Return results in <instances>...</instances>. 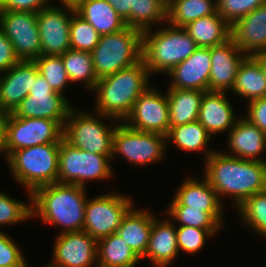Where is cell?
I'll list each match as a JSON object with an SVG mask.
<instances>
[{"instance_id":"1","label":"cell","mask_w":266,"mask_h":267,"mask_svg":"<svg viewBox=\"0 0 266 267\" xmlns=\"http://www.w3.org/2000/svg\"><path fill=\"white\" fill-rule=\"evenodd\" d=\"M204 162L203 176L219 199L231 197L235 208L252 195L266 190V161L239 159L215 150Z\"/></svg>"},{"instance_id":"2","label":"cell","mask_w":266,"mask_h":267,"mask_svg":"<svg viewBox=\"0 0 266 267\" xmlns=\"http://www.w3.org/2000/svg\"><path fill=\"white\" fill-rule=\"evenodd\" d=\"M86 188L74 184L53 183L31 193L32 218L40 217L49 225L61 226L62 233L83 231Z\"/></svg>"},{"instance_id":"3","label":"cell","mask_w":266,"mask_h":267,"mask_svg":"<svg viewBox=\"0 0 266 267\" xmlns=\"http://www.w3.org/2000/svg\"><path fill=\"white\" fill-rule=\"evenodd\" d=\"M149 76L150 72L141 60L131 67L99 79L93 89L96 92L94 112L124 122L139 95L151 87Z\"/></svg>"},{"instance_id":"4","label":"cell","mask_w":266,"mask_h":267,"mask_svg":"<svg viewBox=\"0 0 266 267\" xmlns=\"http://www.w3.org/2000/svg\"><path fill=\"white\" fill-rule=\"evenodd\" d=\"M198 48L184 27L166 26L142 32V60L150 74H167Z\"/></svg>"},{"instance_id":"5","label":"cell","mask_w":266,"mask_h":267,"mask_svg":"<svg viewBox=\"0 0 266 267\" xmlns=\"http://www.w3.org/2000/svg\"><path fill=\"white\" fill-rule=\"evenodd\" d=\"M60 143L41 144L12 152L6 162L14 180L31 193L38 187L57 183Z\"/></svg>"},{"instance_id":"6","label":"cell","mask_w":266,"mask_h":267,"mask_svg":"<svg viewBox=\"0 0 266 267\" xmlns=\"http://www.w3.org/2000/svg\"><path fill=\"white\" fill-rule=\"evenodd\" d=\"M91 57L98 80L131 67L142 60V32L126 26L118 32L102 35Z\"/></svg>"},{"instance_id":"7","label":"cell","mask_w":266,"mask_h":267,"mask_svg":"<svg viewBox=\"0 0 266 267\" xmlns=\"http://www.w3.org/2000/svg\"><path fill=\"white\" fill-rule=\"evenodd\" d=\"M74 108L70 109L64 123L63 139L71 146L90 153L112 154L113 137L119 121L100 113H86ZM101 117L115 121L108 126Z\"/></svg>"},{"instance_id":"8","label":"cell","mask_w":266,"mask_h":267,"mask_svg":"<svg viewBox=\"0 0 266 267\" xmlns=\"http://www.w3.org/2000/svg\"><path fill=\"white\" fill-rule=\"evenodd\" d=\"M112 154H94L60 142L57 182L86 188L89 180H107L113 175ZM86 184V185H85Z\"/></svg>"},{"instance_id":"9","label":"cell","mask_w":266,"mask_h":267,"mask_svg":"<svg viewBox=\"0 0 266 267\" xmlns=\"http://www.w3.org/2000/svg\"><path fill=\"white\" fill-rule=\"evenodd\" d=\"M167 144V136L139 131L119 122L113 137L112 159L121 155L131 165H151L164 159Z\"/></svg>"},{"instance_id":"10","label":"cell","mask_w":266,"mask_h":267,"mask_svg":"<svg viewBox=\"0 0 266 267\" xmlns=\"http://www.w3.org/2000/svg\"><path fill=\"white\" fill-rule=\"evenodd\" d=\"M132 207L131 197L114 192L87 199L83 231L96 241L116 233L123 217Z\"/></svg>"},{"instance_id":"11","label":"cell","mask_w":266,"mask_h":267,"mask_svg":"<svg viewBox=\"0 0 266 267\" xmlns=\"http://www.w3.org/2000/svg\"><path fill=\"white\" fill-rule=\"evenodd\" d=\"M63 127L55 120L17 117L8 113L5 134L6 158L14 151L41 144L60 143Z\"/></svg>"},{"instance_id":"12","label":"cell","mask_w":266,"mask_h":267,"mask_svg":"<svg viewBox=\"0 0 266 267\" xmlns=\"http://www.w3.org/2000/svg\"><path fill=\"white\" fill-rule=\"evenodd\" d=\"M72 107L65 95L55 92L38 72L29 95L13 113L17 117L55 120L63 127Z\"/></svg>"},{"instance_id":"13","label":"cell","mask_w":266,"mask_h":267,"mask_svg":"<svg viewBox=\"0 0 266 267\" xmlns=\"http://www.w3.org/2000/svg\"><path fill=\"white\" fill-rule=\"evenodd\" d=\"M0 28L12 43L19 60L34 61L41 56L37 13L0 11Z\"/></svg>"},{"instance_id":"14","label":"cell","mask_w":266,"mask_h":267,"mask_svg":"<svg viewBox=\"0 0 266 267\" xmlns=\"http://www.w3.org/2000/svg\"><path fill=\"white\" fill-rule=\"evenodd\" d=\"M62 6L52 5L37 12L41 55H62L71 49L70 21L75 8L72 5Z\"/></svg>"},{"instance_id":"15","label":"cell","mask_w":266,"mask_h":267,"mask_svg":"<svg viewBox=\"0 0 266 267\" xmlns=\"http://www.w3.org/2000/svg\"><path fill=\"white\" fill-rule=\"evenodd\" d=\"M129 127L167 136L170 130L167 93L148 87L135 101L129 116L124 120Z\"/></svg>"},{"instance_id":"16","label":"cell","mask_w":266,"mask_h":267,"mask_svg":"<svg viewBox=\"0 0 266 267\" xmlns=\"http://www.w3.org/2000/svg\"><path fill=\"white\" fill-rule=\"evenodd\" d=\"M53 245L50 264L55 267L97 265V241L85 231L59 233Z\"/></svg>"},{"instance_id":"17","label":"cell","mask_w":266,"mask_h":267,"mask_svg":"<svg viewBox=\"0 0 266 267\" xmlns=\"http://www.w3.org/2000/svg\"><path fill=\"white\" fill-rule=\"evenodd\" d=\"M38 72V66L34 61L20 60L7 71L0 73V111H15L29 95Z\"/></svg>"},{"instance_id":"18","label":"cell","mask_w":266,"mask_h":267,"mask_svg":"<svg viewBox=\"0 0 266 267\" xmlns=\"http://www.w3.org/2000/svg\"><path fill=\"white\" fill-rule=\"evenodd\" d=\"M210 55L208 91L230 92L235 84L238 68L246 55L232 39L211 47Z\"/></svg>"},{"instance_id":"19","label":"cell","mask_w":266,"mask_h":267,"mask_svg":"<svg viewBox=\"0 0 266 267\" xmlns=\"http://www.w3.org/2000/svg\"><path fill=\"white\" fill-rule=\"evenodd\" d=\"M211 69L210 48L198 47L186 60L166 75L171 77L169 88L208 91Z\"/></svg>"},{"instance_id":"20","label":"cell","mask_w":266,"mask_h":267,"mask_svg":"<svg viewBox=\"0 0 266 267\" xmlns=\"http://www.w3.org/2000/svg\"><path fill=\"white\" fill-rule=\"evenodd\" d=\"M126 26L144 32L167 21V7L159 0H106Z\"/></svg>"},{"instance_id":"21","label":"cell","mask_w":266,"mask_h":267,"mask_svg":"<svg viewBox=\"0 0 266 267\" xmlns=\"http://www.w3.org/2000/svg\"><path fill=\"white\" fill-rule=\"evenodd\" d=\"M231 39L246 56L266 50V2L231 25Z\"/></svg>"},{"instance_id":"22","label":"cell","mask_w":266,"mask_h":267,"mask_svg":"<svg viewBox=\"0 0 266 267\" xmlns=\"http://www.w3.org/2000/svg\"><path fill=\"white\" fill-rule=\"evenodd\" d=\"M226 93L206 91L202 96L198 121L211 135L229 132L239 119Z\"/></svg>"},{"instance_id":"23","label":"cell","mask_w":266,"mask_h":267,"mask_svg":"<svg viewBox=\"0 0 266 267\" xmlns=\"http://www.w3.org/2000/svg\"><path fill=\"white\" fill-rule=\"evenodd\" d=\"M176 224L172 220H159L153 216L147 250L142 258H148L155 267H169L178 256Z\"/></svg>"},{"instance_id":"24","label":"cell","mask_w":266,"mask_h":267,"mask_svg":"<svg viewBox=\"0 0 266 267\" xmlns=\"http://www.w3.org/2000/svg\"><path fill=\"white\" fill-rule=\"evenodd\" d=\"M228 148L226 155L245 160L266 161L259 156L266 150V134L243 116L228 132Z\"/></svg>"},{"instance_id":"25","label":"cell","mask_w":266,"mask_h":267,"mask_svg":"<svg viewBox=\"0 0 266 267\" xmlns=\"http://www.w3.org/2000/svg\"><path fill=\"white\" fill-rule=\"evenodd\" d=\"M152 224L153 213L132 207L123 217L116 234L142 259L147 250Z\"/></svg>"},{"instance_id":"26","label":"cell","mask_w":266,"mask_h":267,"mask_svg":"<svg viewBox=\"0 0 266 267\" xmlns=\"http://www.w3.org/2000/svg\"><path fill=\"white\" fill-rule=\"evenodd\" d=\"M195 180L192 177L185 179L179 185L174 198L183 206L199 209L203 212H223V203L216 191L205 177Z\"/></svg>"},{"instance_id":"27","label":"cell","mask_w":266,"mask_h":267,"mask_svg":"<svg viewBox=\"0 0 266 267\" xmlns=\"http://www.w3.org/2000/svg\"><path fill=\"white\" fill-rule=\"evenodd\" d=\"M74 8L101 36L126 27L125 21L106 0H80Z\"/></svg>"},{"instance_id":"28","label":"cell","mask_w":266,"mask_h":267,"mask_svg":"<svg viewBox=\"0 0 266 267\" xmlns=\"http://www.w3.org/2000/svg\"><path fill=\"white\" fill-rule=\"evenodd\" d=\"M184 28L198 47L211 48L231 39V25L218 13L201 17Z\"/></svg>"},{"instance_id":"29","label":"cell","mask_w":266,"mask_h":267,"mask_svg":"<svg viewBox=\"0 0 266 267\" xmlns=\"http://www.w3.org/2000/svg\"><path fill=\"white\" fill-rule=\"evenodd\" d=\"M170 129L173 126L198 120L200 102L204 91L168 88Z\"/></svg>"},{"instance_id":"30","label":"cell","mask_w":266,"mask_h":267,"mask_svg":"<svg viewBox=\"0 0 266 267\" xmlns=\"http://www.w3.org/2000/svg\"><path fill=\"white\" fill-rule=\"evenodd\" d=\"M231 92L248 98V102L266 96V76L253 56H246L242 60Z\"/></svg>"},{"instance_id":"31","label":"cell","mask_w":266,"mask_h":267,"mask_svg":"<svg viewBox=\"0 0 266 267\" xmlns=\"http://www.w3.org/2000/svg\"><path fill=\"white\" fill-rule=\"evenodd\" d=\"M212 135L198 121L173 126L167 135V143H173L178 149L186 152H203L206 160L214 149L207 147ZM170 140V141H169ZM208 149V150H207Z\"/></svg>"},{"instance_id":"32","label":"cell","mask_w":266,"mask_h":267,"mask_svg":"<svg viewBox=\"0 0 266 267\" xmlns=\"http://www.w3.org/2000/svg\"><path fill=\"white\" fill-rule=\"evenodd\" d=\"M140 260L116 233L97 241L96 267H136Z\"/></svg>"},{"instance_id":"33","label":"cell","mask_w":266,"mask_h":267,"mask_svg":"<svg viewBox=\"0 0 266 267\" xmlns=\"http://www.w3.org/2000/svg\"><path fill=\"white\" fill-rule=\"evenodd\" d=\"M217 13L216 0H173L167 7V22L176 27Z\"/></svg>"},{"instance_id":"34","label":"cell","mask_w":266,"mask_h":267,"mask_svg":"<svg viewBox=\"0 0 266 267\" xmlns=\"http://www.w3.org/2000/svg\"><path fill=\"white\" fill-rule=\"evenodd\" d=\"M166 214L170 220L179 222V226H191L200 229H221L224 226L223 212H203L199 209L181 205L175 198L169 204ZM173 218V219H172Z\"/></svg>"},{"instance_id":"35","label":"cell","mask_w":266,"mask_h":267,"mask_svg":"<svg viewBox=\"0 0 266 267\" xmlns=\"http://www.w3.org/2000/svg\"><path fill=\"white\" fill-rule=\"evenodd\" d=\"M61 58L70 83L83 82L86 85L85 88L93 91L98 78L93 68L91 53L69 49L61 55Z\"/></svg>"},{"instance_id":"36","label":"cell","mask_w":266,"mask_h":267,"mask_svg":"<svg viewBox=\"0 0 266 267\" xmlns=\"http://www.w3.org/2000/svg\"><path fill=\"white\" fill-rule=\"evenodd\" d=\"M39 73L47 80L53 90L62 95L70 79L65 70L61 55H41L34 60Z\"/></svg>"},{"instance_id":"37","label":"cell","mask_w":266,"mask_h":267,"mask_svg":"<svg viewBox=\"0 0 266 267\" xmlns=\"http://www.w3.org/2000/svg\"><path fill=\"white\" fill-rule=\"evenodd\" d=\"M237 211H239L242 222L259 235L266 227V190L246 199L237 207Z\"/></svg>"},{"instance_id":"38","label":"cell","mask_w":266,"mask_h":267,"mask_svg":"<svg viewBox=\"0 0 266 267\" xmlns=\"http://www.w3.org/2000/svg\"><path fill=\"white\" fill-rule=\"evenodd\" d=\"M100 36L89 22L76 12L73 13L70 21L71 49L91 53L97 46Z\"/></svg>"},{"instance_id":"39","label":"cell","mask_w":266,"mask_h":267,"mask_svg":"<svg viewBox=\"0 0 266 267\" xmlns=\"http://www.w3.org/2000/svg\"><path fill=\"white\" fill-rule=\"evenodd\" d=\"M28 219H32L31 200L27 204L0 192V226L14 225Z\"/></svg>"},{"instance_id":"40","label":"cell","mask_w":266,"mask_h":267,"mask_svg":"<svg viewBox=\"0 0 266 267\" xmlns=\"http://www.w3.org/2000/svg\"><path fill=\"white\" fill-rule=\"evenodd\" d=\"M220 231V229H200L191 226L176 227L178 249L194 254L200 251L206 242V239Z\"/></svg>"},{"instance_id":"41","label":"cell","mask_w":266,"mask_h":267,"mask_svg":"<svg viewBox=\"0 0 266 267\" xmlns=\"http://www.w3.org/2000/svg\"><path fill=\"white\" fill-rule=\"evenodd\" d=\"M265 2L266 0H216L217 13L233 25Z\"/></svg>"},{"instance_id":"42","label":"cell","mask_w":266,"mask_h":267,"mask_svg":"<svg viewBox=\"0 0 266 267\" xmlns=\"http://www.w3.org/2000/svg\"><path fill=\"white\" fill-rule=\"evenodd\" d=\"M21 249L5 232L0 231V267H26Z\"/></svg>"},{"instance_id":"43","label":"cell","mask_w":266,"mask_h":267,"mask_svg":"<svg viewBox=\"0 0 266 267\" xmlns=\"http://www.w3.org/2000/svg\"><path fill=\"white\" fill-rule=\"evenodd\" d=\"M51 0H0V11L39 12L50 7Z\"/></svg>"},{"instance_id":"44","label":"cell","mask_w":266,"mask_h":267,"mask_svg":"<svg viewBox=\"0 0 266 267\" xmlns=\"http://www.w3.org/2000/svg\"><path fill=\"white\" fill-rule=\"evenodd\" d=\"M247 105L248 113L243 117L266 134V96L251 100Z\"/></svg>"},{"instance_id":"45","label":"cell","mask_w":266,"mask_h":267,"mask_svg":"<svg viewBox=\"0 0 266 267\" xmlns=\"http://www.w3.org/2000/svg\"><path fill=\"white\" fill-rule=\"evenodd\" d=\"M20 60L16 56L12 43L0 28V73L7 71Z\"/></svg>"},{"instance_id":"46","label":"cell","mask_w":266,"mask_h":267,"mask_svg":"<svg viewBox=\"0 0 266 267\" xmlns=\"http://www.w3.org/2000/svg\"><path fill=\"white\" fill-rule=\"evenodd\" d=\"M8 113L0 111V153H5L6 120Z\"/></svg>"},{"instance_id":"47","label":"cell","mask_w":266,"mask_h":267,"mask_svg":"<svg viewBox=\"0 0 266 267\" xmlns=\"http://www.w3.org/2000/svg\"><path fill=\"white\" fill-rule=\"evenodd\" d=\"M253 57L259 62L263 73L266 76V50L261 51L260 53H257L255 55H253Z\"/></svg>"},{"instance_id":"48","label":"cell","mask_w":266,"mask_h":267,"mask_svg":"<svg viewBox=\"0 0 266 267\" xmlns=\"http://www.w3.org/2000/svg\"><path fill=\"white\" fill-rule=\"evenodd\" d=\"M62 5H72L75 6L80 0H60Z\"/></svg>"},{"instance_id":"49","label":"cell","mask_w":266,"mask_h":267,"mask_svg":"<svg viewBox=\"0 0 266 267\" xmlns=\"http://www.w3.org/2000/svg\"><path fill=\"white\" fill-rule=\"evenodd\" d=\"M163 5H165L166 7H168L173 0H159Z\"/></svg>"},{"instance_id":"50","label":"cell","mask_w":266,"mask_h":267,"mask_svg":"<svg viewBox=\"0 0 266 267\" xmlns=\"http://www.w3.org/2000/svg\"><path fill=\"white\" fill-rule=\"evenodd\" d=\"M259 234H260V236L265 238L266 237V227Z\"/></svg>"},{"instance_id":"51","label":"cell","mask_w":266,"mask_h":267,"mask_svg":"<svg viewBox=\"0 0 266 267\" xmlns=\"http://www.w3.org/2000/svg\"><path fill=\"white\" fill-rule=\"evenodd\" d=\"M26 267H29L28 264H27ZM44 267H55V266H53V265H51V264L49 263V264H47V266H44Z\"/></svg>"}]
</instances>
